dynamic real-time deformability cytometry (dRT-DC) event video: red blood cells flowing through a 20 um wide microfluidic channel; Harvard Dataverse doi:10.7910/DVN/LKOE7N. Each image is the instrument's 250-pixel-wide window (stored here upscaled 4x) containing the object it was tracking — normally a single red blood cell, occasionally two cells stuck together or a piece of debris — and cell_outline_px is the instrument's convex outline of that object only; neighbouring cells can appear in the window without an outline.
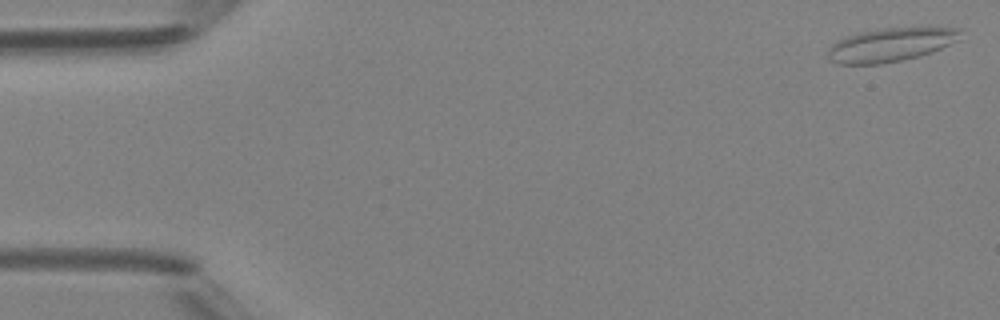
{"species": "Egyptian fruit bat (a non-hibernating species)", "species_latin": "Rousettus aegyptiacus", "temperature_condition": "room temperature", "stored_images_in_passage": 4, "camera_frame_rate_fps": 3000, "um_per_image_px": 0.085, "animal": {"sex": "female"}, "frame": {"image": 1, "passage_image": 1, "time_ms": 0.0, "image_size_px": [1000, 320], "cell_outline_px": [[964, 28], [960, 40], [932, 52], [920, 56], [880, 64], [840, 64], [828, 60], [828, 48], [836, 40], [856, 32], [880, 28]], "centroid_in_image_um": [75.7, 3.8], "position_along_channel_um": 9.3, "area_um2": 26.24}}